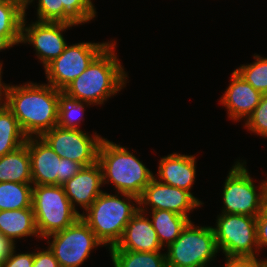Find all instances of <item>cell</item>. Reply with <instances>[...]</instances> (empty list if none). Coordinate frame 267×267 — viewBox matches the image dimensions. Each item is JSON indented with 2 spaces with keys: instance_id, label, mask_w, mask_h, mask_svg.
Here are the masks:
<instances>
[{
  "instance_id": "cell-1",
  "label": "cell",
  "mask_w": 267,
  "mask_h": 267,
  "mask_svg": "<svg viewBox=\"0 0 267 267\" xmlns=\"http://www.w3.org/2000/svg\"><path fill=\"white\" fill-rule=\"evenodd\" d=\"M7 107L27 137H40L57 125L59 92L49 84H9Z\"/></svg>"
},
{
  "instance_id": "cell-2",
  "label": "cell",
  "mask_w": 267,
  "mask_h": 267,
  "mask_svg": "<svg viewBox=\"0 0 267 267\" xmlns=\"http://www.w3.org/2000/svg\"><path fill=\"white\" fill-rule=\"evenodd\" d=\"M116 44L111 41L86 70L62 91L92 105H102L108 98L119 93L129 77L115 53Z\"/></svg>"
},
{
  "instance_id": "cell-3",
  "label": "cell",
  "mask_w": 267,
  "mask_h": 267,
  "mask_svg": "<svg viewBox=\"0 0 267 267\" xmlns=\"http://www.w3.org/2000/svg\"><path fill=\"white\" fill-rule=\"evenodd\" d=\"M119 194L122 196L120 197ZM138 210L139 198L137 196L119 192L111 195L103 191L85 210L87 213L83 211L80 217L103 246L110 249L119 242L126 225Z\"/></svg>"
},
{
  "instance_id": "cell-4",
  "label": "cell",
  "mask_w": 267,
  "mask_h": 267,
  "mask_svg": "<svg viewBox=\"0 0 267 267\" xmlns=\"http://www.w3.org/2000/svg\"><path fill=\"white\" fill-rule=\"evenodd\" d=\"M97 163L102 170L103 185L112 183L117 193L132 194L139 198L155 177L128 148L106 138L100 144Z\"/></svg>"
},
{
  "instance_id": "cell-5",
  "label": "cell",
  "mask_w": 267,
  "mask_h": 267,
  "mask_svg": "<svg viewBox=\"0 0 267 267\" xmlns=\"http://www.w3.org/2000/svg\"><path fill=\"white\" fill-rule=\"evenodd\" d=\"M32 209L40 238L62 231L80 218L62 185H33Z\"/></svg>"
},
{
  "instance_id": "cell-6",
  "label": "cell",
  "mask_w": 267,
  "mask_h": 267,
  "mask_svg": "<svg viewBox=\"0 0 267 267\" xmlns=\"http://www.w3.org/2000/svg\"><path fill=\"white\" fill-rule=\"evenodd\" d=\"M190 221L167 247V267H208L219 252L212 226H195Z\"/></svg>"
},
{
  "instance_id": "cell-7",
  "label": "cell",
  "mask_w": 267,
  "mask_h": 267,
  "mask_svg": "<svg viewBox=\"0 0 267 267\" xmlns=\"http://www.w3.org/2000/svg\"><path fill=\"white\" fill-rule=\"evenodd\" d=\"M245 165L244 160H238L230 169L223 186L224 207L221 213L256 217L263 210L267 179L261 182L258 190Z\"/></svg>"
},
{
  "instance_id": "cell-8",
  "label": "cell",
  "mask_w": 267,
  "mask_h": 267,
  "mask_svg": "<svg viewBox=\"0 0 267 267\" xmlns=\"http://www.w3.org/2000/svg\"><path fill=\"white\" fill-rule=\"evenodd\" d=\"M216 221V227L212 226L216 245L218 251L222 250L225 257L259 256L255 216L221 213Z\"/></svg>"
},
{
  "instance_id": "cell-9",
  "label": "cell",
  "mask_w": 267,
  "mask_h": 267,
  "mask_svg": "<svg viewBox=\"0 0 267 267\" xmlns=\"http://www.w3.org/2000/svg\"><path fill=\"white\" fill-rule=\"evenodd\" d=\"M60 267H79L90 256L91 250L102 246L81 217L72 225L46 237ZM49 238H53L50 242Z\"/></svg>"
},
{
  "instance_id": "cell-10",
  "label": "cell",
  "mask_w": 267,
  "mask_h": 267,
  "mask_svg": "<svg viewBox=\"0 0 267 267\" xmlns=\"http://www.w3.org/2000/svg\"><path fill=\"white\" fill-rule=\"evenodd\" d=\"M110 42H80L66 45L63 53L44 67L48 84L63 90L75 78L80 76L93 59Z\"/></svg>"
},
{
  "instance_id": "cell-11",
  "label": "cell",
  "mask_w": 267,
  "mask_h": 267,
  "mask_svg": "<svg viewBox=\"0 0 267 267\" xmlns=\"http://www.w3.org/2000/svg\"><path fill=\"white\" fill-rule=\"evenodd\" d=\"M40 137L60 158L78 162L82 167L97 163L99 147L104 139L97 133L90 136L82 130L65 129L58 125Z\"/></svg>"
},
{
  "instance_id": "cell-12",
  "label": "cell",
  "mask_w": 267,
  "mask_h": 267,
  "mask_svg": "<svg viewBox=\"0 0 267 267\" xmlns=\"http://www.w3.org/2000/svg\"><path fill=\"white\" fill-rule=\"evenodd\" d=\"M26 23L24 17L20 43L32 45L44 67L63 53L67 42L62 33L75 26L64 22L35 21L28 25Z\"/></svg>"
},
{
  "instance_id": "cell-13",
  "label": "cell",
  "mask_w": 267,
  "mask_h": 267,
  "mask_svg": "<svg viewBox=\"0 0 267 267\" xmlns=\"http://www.w3.org/2000/svg\"><path fill=\"white\" fill-rule=\"evenodd\" d=\"M203 204L191 192L161 183L157 178L151 180L139 197L141 212L146 213L151 206V210H169L187 218L189 212Z\"/></svg>"
},
{
  "instance_id": "cell-14",
  "label": "cell",
  "mask_w": 267,
  "mask_h": 267,
  "mask_svg": "<svg viewBox=\"0 0 267 267\" xmlns=\"http://www.w3.org/2000/svg\"><path fill=\"white\" fill-rule=\"evenodd\" d=\"M33 185H61V158L41 138L27 137Z\"/></svg>"
},
{
  "instance_id": "cell-15",
  "label": "cell",
  "mask_w": 267,
  "mask_h": 267,
  "mask_svg": "<svg viewBox=\"0 0 267 267\" xmlns=\"http://www.w3.org/2000/svg\"><path fill=\"white\" fill-rule=\"evenodd\" d=\"M230 81L220 102L226 107L228 118L234 121H240L242 118L247 120L259 105L263 94L255 90L235 70Z\"/></svg>"
},
{
  "instance_id": "cell-16",
  "label": "cell",
  "mask_w": 267,
  "mask_h": 267,
  "mask_svg": "<svg viewBox=\"0 0 267 267\" xmlns=\"http://www.w3.org/2000/svg\"><path fill=\"white\" fill-rule=\"evenodd\" d=\"M146 214V215H145ZM147 213L138 212L126 225L123 235L116 246L109 250H131L135 252H157L162 250L157 233Z\"/></svg>"
},
{
  "instance_id": "cell-17",
  "label": "cell",
  "mask_w": 267,
  "mask_h": 267,
  "mask_svg": "<svg viewBox=\"0 0 267 267\" xmlns=\"http://www.w3.org/2000/svg\"><path fill=\"white\" fill-rule=\"evenodd\" d=\"M102 185V170L98 163L82 167L75 176L62 184L71 205L75 209L77 205H80L85 210L103 192L100 189Z\"/></svg>"
},
{
  "instance_id": "cell-18",
  "label": "cell",
  "mask_w": 267,
  "mask_h": 267,
  "mask_svg": "<svg viewBox=\"0 0 267 267\" xmlns=\"http://www.w3.org/2000/svg\"><path fill=\"white\" fill-rule=\"evenodd\" d=\"M157 177L161 183L191 192L196 178V158L172 153L159 161Z\"/></svg>"
},
{
  "instance_id": "cell-19",
  "label": "cell",
  "mask_w": 267,
  "mask_h": 267,
  "mask_svg": "<svg viewBox=\"0 0 267 267\" xmlns=\"http://www.w3.org/2000/svg\"><path fill=\"white\" fill-rule=\"evenodd\" d=\"M0 234L11 239L36 236L40 238L32 208L0 211Z\"/></svg>"
},
{
  "instance_id": "cell-20",
  "label": "cell",
  "mask_w": 267,
  "mask_h": 267,
  "mask_svg": "<svg viewBox=\"0 0 267 267\" xmlns=\"http://www.w3.org/2000/svg\"><path fill=\"white\" fill-rule=\"evenodd\" d=\"M32 183L27 140L24 145L0 157V182Z\"/></svg>"
},
{
  "instance_id": "cell-21",
  "label": "cell",
  "mask_w": 267,
  "mask_h": 267,
  "mask_svg": "<svg viewBox=\"0 0 267 267\" xmlns=\"http://www.w3.org/2000/svg\"><path fill=\"white\" fill-rule=\"evenodd\" d=\"M151 222L157 233L158 240L162 247H168L181 234L190 218L179 215L169 210H151Z\"/></svg>"
},
{
  "instance_id": "cell-22",
  "label": "cell",
  "mask_w": 267,
  "mask_h": 267,
  "mask_svg": "<svg viewBox=\"0 0 267 267\" xmlns=\"http://www.w3.org/2000/svg\"><path fill=\"white\" fill-rule=\"evenodd\" d=\"M18 120L7 107L0 108V157L15 151L26 143Z\"/></svg>"
},
{
  "instance_id": "cell-23",
  "label": "cell",
  "mask_w": 267,
  "mask_h": 267,
  "mask_svg": "<svg viewBox=\"0 0 267 267\" xmlns=\"http://www.w3.org/2000/svg\"><path fill=\"white\" fill-rule=\"evenodd\" d=\"M32 183L0 182V211L32 208Z\"/></svg>"
},
{
  "instance_id": "cell-24",
  "label": "cell",
  "mask_w": 267,
  "mask_h": 267,
  "mask_svg": "<svg viewBox=\"0 0 267 267\" xmlns=\"http://www.w3.org/2000/svg\"><path fill=\"white\" fill-rule=\"evenodd\" d=\"M114 267H167L166 254L135 252L131 250H108Z\"/></svg>"
},
{
  "instance_id": "cell-25",
  "label": "cell",
  "mask_w": 267,
  "mask_h": 267,
  "mask_svg": "<svg viewBox=\"0 0 267 267\" xmlns=\"http://www.w3.org/2000/svg\"><path fill=\"white\" fill-rule=\"evenodd\" d=\"M25 0H0V28L4 36H21Z\"/></svg>"
},
{
  "instance_id": "cell-26",
  "label": "cell",
  "mask_w": 267,
  "mask_h": 267,
  "mask_svg": "<svg viewBox=\"0 0 267 267\" xmlns=\"http://www.w3.org/2000/svg\"><path fill=\"white\" fill-rule=\"evenodd\" d=\"M84 104L86 106L92 105L86 101H80L78 99H75L67 95L65 92L60 91L59 97H58L57 125L65 129L81 130L79 124L81 123V120L83 119L82 116H84V114H82L85 112Z\"/></svg>"
},
{
  "instance_id": "cell-27",
  "label": "cell",
  "mask_w": 267,
  "mask_h": 267,
  "mask_svg": "<svg viewBox=\"0 0 267 267\" xmlns=\"http://www.w3.org/2000/svg\"><path fill=\"white\" fill-rule=\"evenodd\" d=\"M96 17L91 0H60V22L81 25Z\"/></svg>"
},
{
  "instance_id": "cell-28",
  "label": "cell",
  "mask_w": 267,
  "mask_h": 267,
  "mask_svg": "<svg viewBox=\"0 0 267 267\" xmlns=\"http://www.w3.org/2000/svg\"><path fill=\"white\" fill-rule=\"evenodd\" d=\"M253 63L243 64L235 71L248 82L255 90L267 94V57L255 55Z\"/></svg>"
},
{
  "instance_id": "cell-29",
  "label": "cell",
  "mask_w": 267,
  "mask_h": 267,
  "mask_svg": "<svg viewBox=\"0 0 267 267\" xmlns=\"http://www.w3.org/2000/svg\"><path fill=\"white\" fill-rule=\"evenodd\" d=\"M245 128L267 138V94H263L259 105L245 121Z\"/></svg>"
},
{
  "instance_id": "cell-30",
  "label": "cell",
  "mask_w": 267,
  "mask_h": 267,
  "mask_svg": "<svg viewBox=\"0 0 267 267\" xmlns=\"http://www.w3.org/2000/svg\"><path fill=\"white\" fill-rule=\"evenodd\" d=\"M37 21L60 22V0H38Z\"/></svg>"
},
{
  "instance_id": "cell-31",
  "label": "cell",
  "mask_w": 267,
  "mask_h": 267,
  "mask_svg": "<svg viewBox=\"0 0 267 267\" xmlns=\"http://www.w3.org/2000/svg\"><path fill=\"white\" fill-rule=\"evenodd\" d=\"M34 262V253L17 254L14 249L11 255L0 263V267H32Z\"/></svg>"
},
{
  "instance_id": "cell-32",
  "label": "cell",
  "mask_w": 267,
  "mask_h": 267,
  "mask_svg": "<svg viewBox=\"0 0 267 267\" xmlns=\"http://www.w3.org/2000/svg\"><path fill=\"white\" fill-rule=\"evenodd\" d=\"M256 234L257 244L260 249L267 246V207L264 206L263 210L256 216Z\"/></svg>"
},
{
  "instance_id": "cell-33",
  "label": "cell",
  "mask_w": 267,
  "mask_h": 267,
  "mask_svg": "<svg viewBox=\"0 0 267 267\" xmlns=\"http://www.w3.org/2000/svg\"><path fill=\"white\" fill-rule=\"evenodd\" d=\"M223 267H263V260L258 257L226 256Z\"/></svg>"
},
{
  "instance_id": "cell-34",
  "label": "cell",
  "mask_w": 267,
  "mask_h": 267,
  "mask_svg": "<svg viewBox=\"0 0 267 267\" xmlns=\"http://www.w3.org/2000/svg\"><path fill=\"white\" fill-rule=\"evenodd\" d=\"M32 267H60L53 252L47 248L34 252V262Z\"/></svg>"
},
{
  "instance_id": "cell-35",
  "label": "cell",
  "mask_w": 267,
  "mask_h": 267,
  "mask_svg": "<svg viewBox=\"0 0 267 267\" xmlns=\"http://www.w3.org/2000/svg\"><path fill=\"white\" fill-rule=\"evenodd\" d=\"M81 168L82 166L78 162L61 158V185L75 176Z\"/></svg>"
},
{
  "instance_id": "cell-36",
  "label": "cell",
  "mask_w": 267,
  "mask_h": 267,
  "mask_svg": "<svg viewBox=\"0 0 267 267\" xmlns=\"http://www.w3.org/2000/svg\"><path fill=\"white\" fill-rule=\"evenodd\" d=\"M16 244L9 238L0 234V263L6 260L14 249Z\"/></svg>"
},
{
  "instance_id": "cell-37",
  "label": "cell",
  "mask_w": 267,
  "mask_h": 267,
  "mask_svg": "<svg viewBox=\"0 0 267 267\" xmlns=\"http://www.w3.org/2000/svg\"><path fill=\"white\" fill-rule=\"evenodd\" d=\"M21 36H4L1 34L0 28V51L11 48L14 45L20 44Z\"/></svg>"
},
{
  "instance_id": "cell-38",
  "label": "cell",
  "mask_w": 267,
  "mask_h": 267,
  "mask_svg": "<svg viewBox=\"0 0 267 267\" xmlns=\"http://www.w3.org/2000/svg\"><path fill=\"white\" fill-rule=\"evenodd\" d=\"M2 64L0 63V108L7 106L8 88L9 85L1 82L2 81Z\"/></svg>"
},
{
  "instance_id": "cell-39",
  "label": "cell",
  "mask_w": 267,
  "mask_h": 267,
  "mask_svg": "<svg viewBox=\"0 0 267 267\" xmlns=\"http://www.w3.org/2000/svg\"><path fill=\"white\" fill-rule=\"evenodd\" d=\"M34 2V0H25V9H28L27 7L30 5V3L32 4Z\"/></svg>"
},
{
  "instance_id": "cell-40",
  "label": "cell",
  "mask_w": 267,
  "mask_h": 267,
  "mask_svg": "<svg viewBox=\"0 0 267 267\" xmlns=\"http://www.w3.org/2000/svg\"><path fill=\"white\" fill-rule=\"evenodd\" d=\"M263 267H267V259L263 260Z\"/></svg>"
},
{
  "instance_id": "cell-41",
  "label": "cell",
  "mask_w": 267,
  "mask_h": 267,
  "mask_svg": "<svg viewBox=\"0 0 267 267\" xmlns=\"http://www.w3.org/2000/svg\"><path fill=\"white\" fill-rule=\"evenodd\" d=\"M265 206L267 207V191H266V197H265Z\"/></svg>"
}]
</instances>
